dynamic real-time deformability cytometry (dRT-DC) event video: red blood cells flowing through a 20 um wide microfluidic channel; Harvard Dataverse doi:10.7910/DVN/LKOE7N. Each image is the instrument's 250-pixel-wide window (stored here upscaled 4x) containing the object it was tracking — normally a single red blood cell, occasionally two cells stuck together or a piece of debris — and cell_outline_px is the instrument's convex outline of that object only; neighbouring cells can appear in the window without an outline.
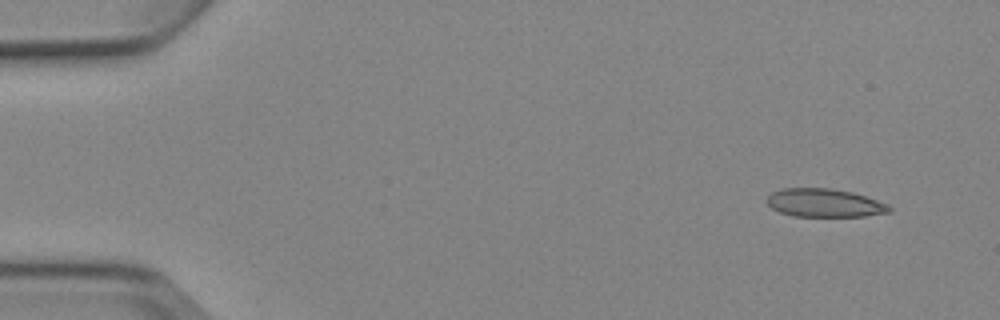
{"species": "Egyptian fruit bat (a non-hibernating species)", "species_latin": "Rousettus aegyptiacus", "temperature_condition": "cold", "stored_images_in_passage": 5, "segment_of_instrument_passage": [2, 2], "camera_frame_rate_fps": 3000, "um_per_image_px": 0.085, "animal": {"sex": "female"}, "frame": {"image": 1, "passage_image": 5, "time_ms": 5.667, "image_size_px": [1000, 320], "cell_outline_px": [[892, 212], [864, 216], [792, 216], [780, 212], [772, 208], [768, 204], [768, 196], [772, 192], [784, 188], [832, 188], [852, 192], [888, 204], [892, 208]], "centroid_in_image_um": [70.1, 17.25], "position_along_channel_um": 14.9, "area_um2": 20.11}}